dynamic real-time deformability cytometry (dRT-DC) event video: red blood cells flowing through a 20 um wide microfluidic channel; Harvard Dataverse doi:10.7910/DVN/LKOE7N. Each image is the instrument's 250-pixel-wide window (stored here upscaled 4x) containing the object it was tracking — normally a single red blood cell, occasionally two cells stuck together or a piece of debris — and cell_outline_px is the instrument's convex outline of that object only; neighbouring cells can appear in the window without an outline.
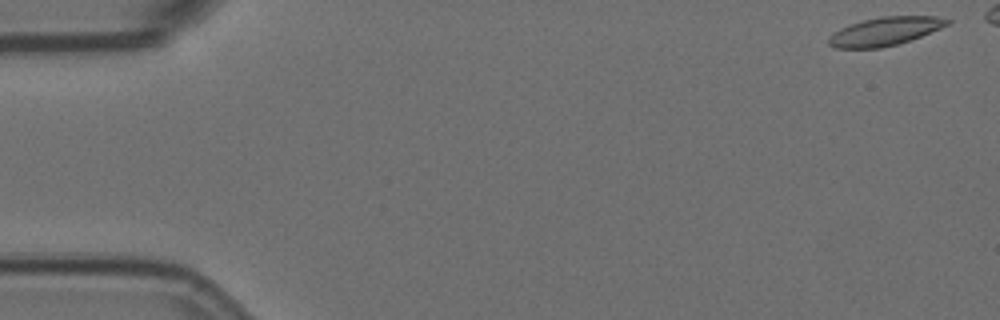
{"species": "Egyptian fruit bat (a non-hibernating species)", "species_latin": "Rousettus aegyptiacus", "temperature_condition": "room temperature", "stored_images_in_passage": 6, "camera_frame_rate_fps": 3000, "um_per_image_px": 0.085, "animal": {"sex": "female"}, "frame": {"image": 1, "passage_image": 1, "time_ms": 0.0, "image_size_px": [1000, 320], "cell_outline_px": [[952, 20], [948, 24], [940, 28], [920, 36], [896, 44], [880, 48], [836, 48], [828, 44], [828, 36], [840, 28], [864, 20], [884, 16], [936, 16]], "centroid_in_image_um": [75.2, 2.66], "position_along_channel_um": 9.8, "area_um2": 19.31}}
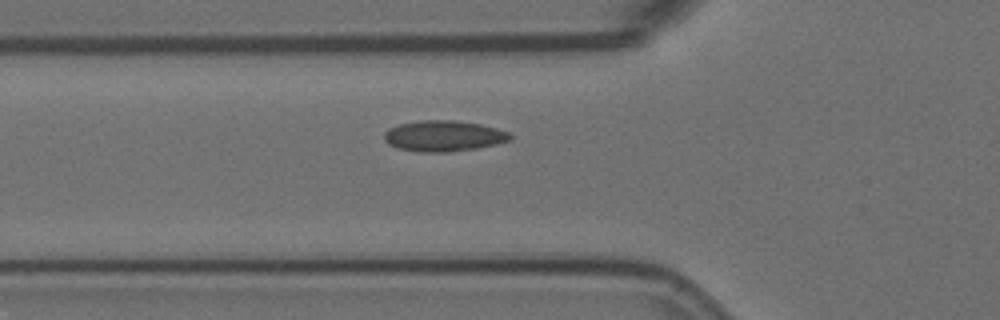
{"frame": {"image": 2, "passage_image": 6, "time_ms": 1.667, "image_size_px": [1000, 320], "cell_outline_px": [[512, 136], [508, 140], [496, 144], [476, 148], [444, 152], [420, 152], [396, 148], [388, 144], [384, 140], [384, 132], [388, 128], [400, 124], [420, 120], [456, 120], [480, 124], [496, 128], [508, 132]], "centroid_in_image_um": [37.66, 11.55], "position_along_channel_um": 88.1, "area_um2": 22.6}}